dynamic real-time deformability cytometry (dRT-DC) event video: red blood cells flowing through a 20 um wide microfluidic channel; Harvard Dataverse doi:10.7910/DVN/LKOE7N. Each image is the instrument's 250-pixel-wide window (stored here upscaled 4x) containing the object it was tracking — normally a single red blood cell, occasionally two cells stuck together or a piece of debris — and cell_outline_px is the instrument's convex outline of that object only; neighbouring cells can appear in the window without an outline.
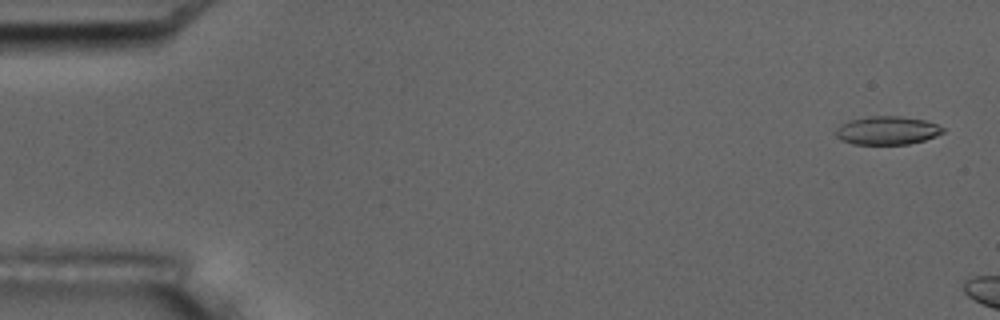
{"species": "common noctule bat (a hibernating species)", "species_latin": "Nyctalus noctula", "temperature_condition": "room temperature", "stored_images_in_passage": 7, "camera_frame_rate_fps": 3000, "um_per_image_px": 0.085, "animal": {"sex": "male", "body_mass_g": 17.5, "forearm_length_mm": 52.3}, "frame": {"image": 1, "passage_image": 2, "time_ms": 0.333, "image_size_px": [1000, 320], "cell_outline_px": [[944, 132], [936, 136], [924, 140], [908, 144], [852, 144], [840, 140], [832, 132], [840, 124], [848, 120], [868, 116], [900, 116], [924, 120], [936, 124], [944, 128]], "centroid_in_image_um": [75.35, 11.09], "position_along_channel_um": 9.7, "area_um2": 17.92}}